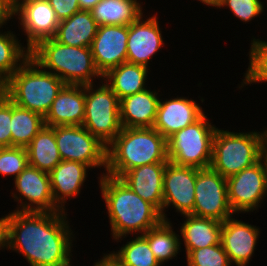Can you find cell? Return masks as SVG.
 I'll return each mask as SVG.
<instances>
[{
  "mask_svg": "<svg viewBox=\"0 0 267 266\" xmlns=\"http://www.w3.org/2000/svg\"><path fill=\"white\" fill-rule=\"evenodd\" d=\"M65 215L14 210L2 217L4 248L21 253L30 266H70L73 234Z\"/></svg>",
  "mask_w": 267,
  "mask_h": 266,
  "instance_id": "1",
  "label": "cell"
},
{
  "mask_svg": "<svg viewBox=\"0 0 267 266\" xmlns=\"http://www.w3.org/2000/svg\"><path fill=\"white\" fill-rule=\"evenodd\" d=\"M102 174L99 185L108 211L111 234L116 241L131 233L143 235L163 220L152 204L143 200L120 178Z\"/></svg>",
  "mask_w": 267,
  "mask_h": 266,
  "instance_id": "2",
  "label": "cell"
},
{
  "mask_svg": "<svg viewBox=\"0 0 267 266\" xmlns=\"http://www.w3.org/2000/svg\"><path fill=\"white\" fill-rule=\"evenodd\" d=\"M167 139L153 127L123 128L106 149V173L120 178L143 165L168 162Z\"/></svg>",
  "mask_w": 267,
  "mask_h": 266,
  "instance_id": "3",
  "label": "cell"
},
{
  "mask_svg": "<svg viewBox=\"0 0 267 266\" xmlns=\"http://www.w3.org/2000/svg\"><path fill=\"white\" fill-rule=\"evenodd\" d=\"M30 57L44 70L59 77L65 84H93V77L103 78L95 66L91 47H75L44 39L30 50Z\"/></svg>",
  "mask_w": 267,
  "mask_h": 266,
  "instance_id": "4",
  "label": "cell"
},
{
  "mask_svg": "<svg viewBox=\"0 0 267 266\" xmlns=\"http://www.w3.org/2000/svg\"><path fill=\"white\" fill-rule=\"evenodd\" d=\"M64 85L59 77L29 57L5 81V95L16 105L45 117Z\"/></svg>",
  "mask_w": 267,
  "mask_h": 266,
  "instance_id": "5",
  "label": "cell"
},
{
  "mask_svg": "<svg viewBox=\"0 0 267 266\" xmlns=\"http://www.w3.org/2000/svg\"><path fill=\"white\" fill-rule=\"evenodd\" d=\"M266 139L267 130L234 133L217 127L210 167L225 178L237 174L264 157Z\"/></svg>",
  "mask_w": 267,
  "mask_h": 266,
  "instance_id": "6",
  "label": "cell"
},
{
  "mask_svg": "<svg viewBox=\"0 0 267 266\" xmlns=\"http://www.w3.org/2000/svg\"><path fill=\"white\" fill-rule=\"evenodd\" d=\"M216 129L203 114L194 123L175 132L167 139L168 160L180 166L210 167Z\"/></svg>",
  "mask_w": 267,
  "mask_h": 266,
  "instance_id": "7",
  "label": "cell"
},
{
  "mask_svg": "<svg viewBox=\"0 0 267 266\" xmlns=\"http://www.w3.org/2000/svg\"><path fill=\"white\" fill-rule=\"evenodd\" d=\"M102 81V85L93 88L94 84L85 85L84 126L106 147L121 132L120 100L111 88Z\"/></svg>",
  "mask_w": 267,
  "mask_h": 266,
  "instance_id": "8",
  "label": "cell"
},
{
  "mask_svg": "<svg viewBox=\"0 0 267 266\" xmlns=\"http://www.w3.org/2000/svg\"><path fill=\"white\" fill-rule=\"evenodd\" d=\"M54 133L62 160L78 161L90 168L103 166L106 171L107 147L84 126H54Z\"/></svg>",
  "mask_w": 267,
  "mask_h": 266,
  "instance_id": "9",
  "label": "cell"
},
{
  "mask_svg": "<svg viewBox=\"0 0 267 266\" xmlns=\"http://www.w3.org/2000/svg\"><path fill=\"white\" fill-rule=\"evenodd\" d=\"M192 215L220 222L233 217L228 202L227 181L211 167L196 168L195 202Z\"/></svg>",
  "mask_w": 267,
  "mask_h": 266,
  "instance_id": "10",
  "label": "cell"
},
{
  "mask_svg": "<svg viewBox=\"0 0 267 266\" xmlns=\"http://www.w3.org/2000/svg\"><path fill=\"white\" fill-rule=\"evenodd\" d=\"M226 181L228 202L234 214L257 210L267 196L266 158L226 178Z\"/></svg>",
  "mask_w": 267,
  "mask_h": 266,
  "instance_id": "11",
  "label": "cell"
},
{
  "mask_svg": "<svg viewBox=\"0 0 267 266\" xmlns=\"http://www.w3.org/2000/svg\"><path fill=\"white\" fill-rule=\"evenodd\" d=\"M16 192L12 193L21 205L16 211L22 212H56L62 211L54 202L49 173L28 165L14 178ZM29 201V202H28Z\"/></svg>",
  "mask_w": 267,
  "mask_h": 266,
  "instance_id": "12",
  "label": "cell"
},
{
  "mask_svg": "<svg viewBox=\"0 0 267 266\" xmlns=\"http://www.w3.org/2000/svg\"><path fill=\"white\" fill-rule=\"evenodd\" d=\"M196 168L180 166L168 161L163 175L162 219L165 208L172 206L182 215L193 212L195 202Z\"/></svg>",
  "mask_w": 267,
  "mask_h": 266,
  "instance_id": "13",
  "label": "cell"
},
{
  "mask_svg": "<svg viewBox=\"0 0 267 266\" xmlns=\"http://www.w3.org/2000/svg\"><path fill=\"white\" fill-rule=\"evenodd\" d=\"M15 15L19 16L20 25L26 33L28 50L44 39L55 37L59 20L48 0L18 3L15 6Z\"/></svg>",
  "mask_w": 267,
  "mask_h": 266,
  "instance_id": "14",
  "label": "cell"
},
{
  "mask_svg": "<svg viewBox=\"0 0 267 266\" xmlns=\"http://www.w3.org/2000/svg\"><path fill=\"white\" fill-rule=\"evenodd\" d=\"M127 39L128 25H99L91 51L102 76L127 62Z\"/></svg>",
  "mask_w": 267,
  "mask_h": 266,
  "instance_id": "15",
  "label": "cell"
},
{
  "mask_svg": "<svg viewBox=\"0 0 267 266\" xmlns=\"http://www.w3.org/2000/svg\"><path fill=\"white\" fill-rule=\"evenodd\" d=\"M141 14L128 25L127 62L148 68L151 57L164 45L156 15L143 20Z\"/></svg>",
  "mask_w": 267,
  "mask_h": 266,
  "instance_id": "16",
  "label": "cell"
},
{
  "mask_svg": "<svg viewBox=\"0 0 267 266\" xmlns=\"http://www.w3.org/2000/svg\"><path fill=\"white\" fill-rule=\"evenodd\" d=\"M259 234V228L241 220L230 217L222 222L221 244L230 262L237 266L249 264Z\"/></svg>",
  "mask_w": 267,
  "mask_h": 266,
  "instance_id": "17",
  "label": "cell"
},
{
  "mask_svg": "<svg viewBox=\"0 0 267 266\" xmlns=\"http://www.w3.org/2000/svg\"><path fill=\"white\" fill-rule=\"evenodd\" d=\"M204 114L194 100L177 97L163 101L159 99L153 128L168 139L175 132L186 128Z\"/></svg>",
  "mask_w": 267,
  "mask_h": 266,
  "instance_id": "18",
  "label": "cell"
},
{
  "mask_svg": "<svg viewBox=\"0 0 267 266\" xmlns=\"http://www.w3.org/2000/svg\"><path fill=\"white\" fill-rule=\"evenodd\" d=\"M85 115V85L65 84L44 117L45 126L82 125Z\"/></svg>",
  "mask_w": 267,
  "mask_h": 266,
  "instance_id": "19",
  "label": "cell"
},
{
  "mask_svg": "<svg viewBox=\"0 0 267 266\" xmlns=\"http://www.w3.org/2000/svg\"><path fill=\"white\" fill-rule=\"evenodd\" d=\"M167 162L153 163L133 168L120 179L143 200L152 204L162 216L163 175Z\"/></svg>",
  "mask_w": 267,
  "mask_h": 266,
  "instance_id": "20",
  "label": "cell"
},
{
  "mask_svg": "<svg viewBox=\"0 0 267 266\" xmlns=\"http://www.w3.org/2000/svg\"><path fill=\"white\" fill-rule=\"evenodd\" d=\"M89 168L78 161L62 160L49 173L54 202L62 211H65L67 198L80 194Z\"/></svg>",
  "mask_w": 267,
  "mask_h": 266,
  "instance_id": "21",
  "label": "cell"
},
{
  "mask_svg": "<svg viewBox=\"0 0 267 266\" xmlns=\"http://www.w3.org/2000/svg\"><path fill=\"white\" fill-rule=\"evenodd\" d=\"M156 91H144L120 99V123L123 128L153 127L159 97Z\"/></svg>",
  "mask_w": 267,
  "mask_h": 266,
  "instance_id": "22",
  "label": "cell"
},
{
  "mask_svg": "<svg viewBox=\"0 0 267 266\" xmlns=\"http://www.w3.org/2000/svg\"><path fill=\"white\" fill-rule=\"evenodd\" d=\"M183 217L186 220L180 226V234L185 244L186 255L192 250L221 243L222 222L192 214Z\"/></svg>",
  "mask_w": 267,
  "mask_h": 266,
  "instance_id": "23",
  "label": "cell"
},
{
  "mask_svg": "<svg viewBox=\"0 0 267 266\" xmlns=\"http://www.w3.org/2000/svg\"><path fill=\"white\" fill-rule=\"evenodd\" d=\"M98 27L91 11L81 10L70 18L59 21L54 39L69 46L91 47Z\"/></svg>",
  "mask_w": 267,
  "mask_h": 266,
  "instance_id": "24",
  "label": "cell"
},
{
  "mask_svg": "<svg viewBox=\"0 0 267 266\" xmlns=\"http://www.w3.org/2000/svg\"><path fill=\"white\" fill-rule=\"evenodd\" d=\"M148 68L142 65L122 63L103 75L102 80L117 95L118 99L144 91Z\"/></svg>",
  "mask_w": 267,
  "mask_h": 266,
  "instance_id": "25",
  "label": "cell"
},
{
  "mask_svg": "<svg viewBox=\"0 0 267 266\" xmlns=\"http://www.w3.org/2000/svg\"><path fill=\"white\" fill-rule=\"evenodd\" d=\"M28 165L50 173L61 161L54 127L44 126L26 147Z\"/></svg>",
  "mask_w": 267,
  "mask_h": 266,
  "instance_id": "26",
  "label": "cell"
},
{
  "mask_svg": "<svg viewBox=\"0 0 267 266\" xmlns=\"http://www.w3.org/2000/svg\"><path fill=\"white\" fill-rule=\"evenodd\" d=\"M91 14L99 25H129L143 12L137 0H101Z\"/></svg>",
  "mask_w": 267,
  "mask_h": 266,
  "instance_id": "27",
  "label": "cell"
},
{
  "mask_svg": "<svg viewBox=\"0 0 267 266\" xmlns=\"http://www.w3.org/2000/svg\"><path fill=\"white\" fill-rule=\"evenodd\" d=\"M12 146L26 148L45 126L44 117L12 102L11 118Z\"/></svg>",
  "mask_w": 267,
  "mask_h": 266,
  "instance_id": "28",
  "label": "cell"
},
{
  "mask_svg": "<svg viewBox=\"0 0 267 266\" xmlns=\"http://www.w3.org/2000/svg\"><path fill=\"white\" fill-rule=\"evenodd\" d=\"M149 244L157 261L163 265L164 262L173 259L179 252L182 243L176 234L170 221L162 220L157 226L142 235Z\"/></svg>",
  "mask_w": 267,
  "mask_h": 266,
  "instance_id": "29",
  "label": "cell"
},
{
  "mask_svg": "<svg viewBox=\"0 0 267 266\" xmlns=\"http://www.w3.org/2000/svg\"><path fill=\"white\" fill-rule=\"evenodd\" d=\"M19 43L13 32H0V78L4 82L30 57V50Z\"/></svg>",
  "mask_w": 267,
  "mask_h": 266,
  "instance_id": "30",
  "label": "cell"
},
{
  "mask_svg": "<svg viewBox=\"0 0 267 266\" xmlns=\"http://www.w3.org/2000/svg\"><path fill=\"white\" fill-rule=\"evenodd\" d=\"M109 255L119 266H161L142 235L128 241L116 253L110 252Z\"/></svg>",
  "mask_w": 267,
  "mask_h": 266,
  "instance_id": "31",
  "label": "cell"
},
{
  "mask_svg": "<svg viewBox=\"0 0 267 266\" xmlns=\"http://www.w3.org/2000/svg\"><path fill=\"white\" fill-rule=\"evenodd\" d=\"M250 48V63L241 87L244 84L267 82V42L254 38Z\"/></svg>",
  "mask_w": 267,
  "mask_h": 266,
  "instance_id": "32",
  "label": "cell"
},
{
  "mask_svg": "<svg viewBox=\"0 0 267 266\" xmlns=\"http://www.w3.org/2000/svg\"><path fill=\"white\" fill-rule=\"evenodd\" d=\"M187 266H230L231 262L222 244L195 249L186 255Z\"/></svg>",
  "mask_w": 267,
  "mask_h": 266,
  "instance_id": "33",
  "label": "cell"
},
{
  "mask_svg": "<svg viewBox=\"0 0 267 266\" xmlns=\"http://www.w3.org/2000/svg\"><path fill=\"white\" fill-rule=\"evenodd\" d=\"M28 166V153L24 147L0 148V174L16 178Z\"/></svg>",
  "mask_w": 267,
  "mask_h": 266,
  "instance_id": "34",
  "label": "cell"
},
{
  "mask_svg": "<svg viewBox=\"0 0 267 266\" xmlns=\"http://www.w3.org/2000/svg\"><path fill=\"white\" fill-rule=\"evenodd\" d=\"M229 7L230 11L241 21L249 22L264 10L261 0H221L219 8Z\"/></svg>",
  "mask_w": 267,
  "mask_h": 266,
  "instance_id": "35",
  "label": "cell"
},
{
  "mask_svg": "<svg viewBox=\"0 0 267 266\" xmlns=\"http://www.w3.org/2000/svg\"><path fill=\"white\" fill-rule=\"evenodd\" d=\"M12 101L4 95L0 99V148L11 147Z\"/></svg>",
  "mask_w": 267,
  "mask_h": 266,
  "instance_id": "36",
  "label": "cell"
},
{
  "mask_svg": "<svg viewBox=\"0 0 267 266\" xmlns=\"http://www.w3.org/2000/svg\"><path fill=\"white\" fill-rule=\"evenodd\" d=\"M59 21L70 18L81 11L78 0H48Z\"/></svg>",
  "mask_w": 267,
  "mask_h": 266,
  "instance_id": "37",
  "label": "cell"
},
{
  "mask_svg": "<svg viewBox=\"0 0 267 266\" xmlns=\"http://www.w3.org/2000/svg\"><path fill=\"white\" fill-rule=\"evenodd\" d=\"M15 16L13 0H0V28Z\"/></svg>",
  "mask_w": 267,
  "mask_h": 266,
  "instance_id": "38",
  "label": "cell"
},
{
  "mask_svg": "<svg viewBox=\"0 0 267 266\" xmlns=\"http://www.w3.org/2000/svg\"><path fill=\"white\" fill-rule=\"evenodd\" d=\"M93 266H119L117 262L109 255L104 254L103 258L94 263Z\"/></svg>",
  "mask_w": 267,
  "mask_h": 266,
  "instance_id": "39",
  "label": "cell"
},
{
  "mask_svg": "<svg viewBox=\"0 0 267 266\" xmlns=\"http://www.w3.org/2000/svg\"><path fill=\"white\" fill-rule=\"evenodd\" d=\"M101 0H78L80 10L91 11Z\"/></svg>",
  "mask_w": 267,
  "mask_h": 266,
  "instance_id": "40",
  "label": "cell"
},
{
  "mask_svg": "<svg viewBox=\"0 0 267 266\" xmlns=\"http://www.w3.org/2000/svg\"><path fill=\"white\" fill-rule=\"evenodd\" d=\"M1 248H4V225L2 218H0V249Z\"/></svg>",
  "mask_w": 267,
  "mask_h": 266,
  "instance_id": "41",
  "label": "cell"
},
{
  "mask_svg": "<svg viewBox=\"0 0 267 266\" xmlns=\"http://www.w3.org/2000/svg\"><path fill=\"white\" fill-rule=\"evenodd\" d=\"M198 1L206 4L207 6L209 5L218 8L221 0H198Z\"/></svg>",
  "mask_w": 267,
  "mask_h": 266,
  "instance_id": "42",
  "label": "cell"
},
{
  "mask_svg": "<svg viewBox=\"0 0 267 266\" xmlns=\"http://www.w3.org/2000/svg\"><path fill=\"white\" fill-rule=\"evenodd\" d=\"M5 95V82L0 78V99Z\"/></svg>",
  "mask_w": 267,
  "mask_h": 266,
  "instance_id": "43",
  "label": "cell"
},
{
  "mask_svg": "<svg viewBox=\"0 0 267 266\" xmlns=\"http://www.w3.org/2000/svg\"><path fill=\"white\" fill-rule=\"evenodd\" d=\"M26 1H29V0H13V4H14V6H16L18 3H22V2H26Z\"/></svg>",
  "mask_w": 267,
  "mask_h": 266,
  "instance_id": "44",
  "label": "cell"
},
{
  "mask_svg": "<svg viewBox=\"0 0 267 266\" xmlns=\"http://www.w3.org/2000/svg\"><path fill=\"white\" fill-rule=\"evenodd\" d=\"M264 157H265L266 160H267V139H266V143H265Z\"/></svg>",
  "mask_w": 267,
  "mask_h": 266,
  "instance_id": "45",
  "label": "cell"
}]
</instances>
